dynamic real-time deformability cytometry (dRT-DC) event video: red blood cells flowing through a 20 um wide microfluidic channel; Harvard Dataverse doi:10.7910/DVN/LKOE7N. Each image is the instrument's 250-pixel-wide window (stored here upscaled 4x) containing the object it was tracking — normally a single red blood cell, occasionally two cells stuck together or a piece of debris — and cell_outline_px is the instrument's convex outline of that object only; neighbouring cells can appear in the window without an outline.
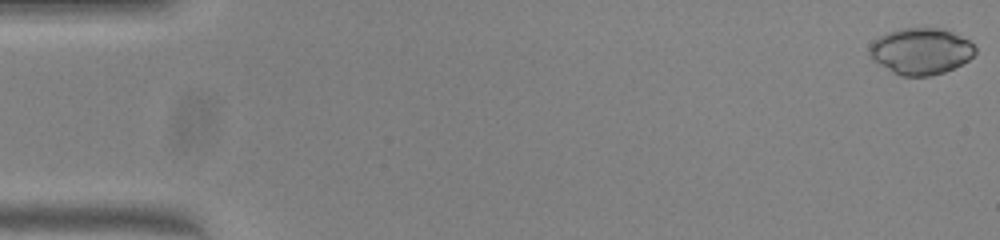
{"species": "common noctule bat (a hibernating species)", "species_latin": "Nyctalus noctula", "temperature_condition": "warm", "stored_images_in_passage": 16, "camera_frame_rate_fps": 3000, "um_per_image_px": 0.085, "animal": {"sex": "female", "body_mass_g": 23.0, "forearm_length_mm": 53.4}, "frame": {"image": 1, "passage_image": 1, "time_ms": 0.0, "image_size_px": [1000, 240], "cell_outline_px": [[976, 52], [968, 60], [944, 72], [928, 76], [900, 76], [892, 72], [872, 60], [868, 56], [868, 48], [880, 36], [888, 32], [900, 28], [940, 28], [952, 32], [968, 40], [976, 48]], "centroid_in_image_um": [78.24, 4.35], "position_along_channel_um": 6.8, "area_um2": 28.5}}
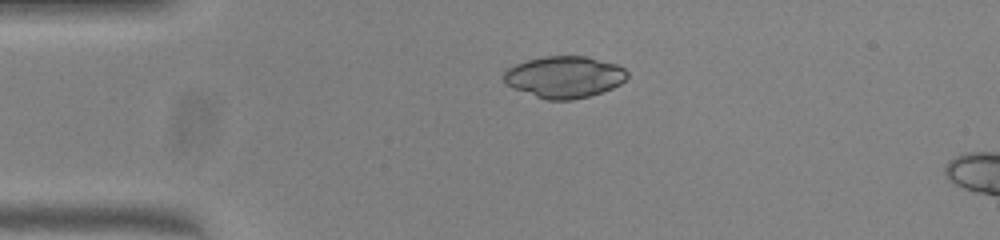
{"frame": {"image": 2, "passage_image": 12, "time_ms": 3.667, "image_size_px": [1000, 240], "cell_outline_px": [[628, 76], [620, 84], [612, 88], [588, 96], [572, 100], [548, 100], [512, 88], [504, 84], [504, 72], [508, 68], [516, 64], [540, 56], [588, 56], [616, 64], [624, 68], [628, 72]], "centroid_in_image_um": [47.96, 6.53], "position_along_channel_um": 37.0, "area_um2": 30.0}}